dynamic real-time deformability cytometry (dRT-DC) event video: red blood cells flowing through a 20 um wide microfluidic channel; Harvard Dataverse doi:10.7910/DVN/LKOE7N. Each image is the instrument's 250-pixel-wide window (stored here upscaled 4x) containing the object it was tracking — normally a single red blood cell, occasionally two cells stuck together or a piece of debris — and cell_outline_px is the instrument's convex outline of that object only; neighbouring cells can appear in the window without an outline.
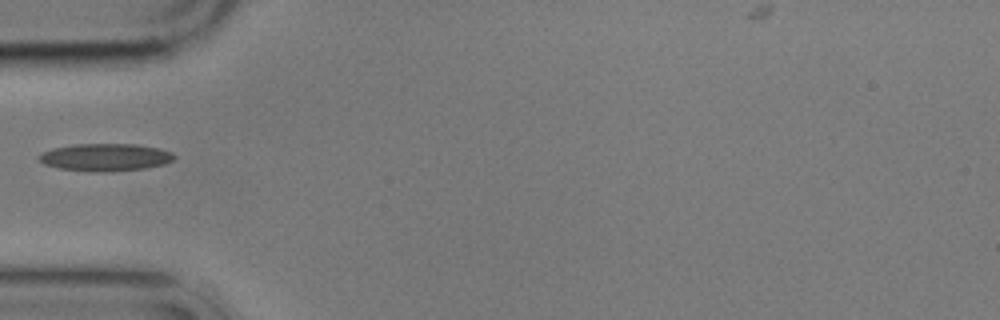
{"species": "common noctule bat (a hibernating species)", "species_latin": "Nyctalus noctula", "temperature_condition": "cold", "stored_images_in_passage": 5, "camera_frame_rate_fps": 3000, "um_per_image_px": 0.085, "animal": {"sex": "male", "body_mass_g": 17.9}, "frame": {"image": 1, "passage_image": 1, "time_ms": 0.0, "image_size_px": [1000, 320], "cell_outline_px": [[176, 156], [172, 160], [164, 164], [144, 168], [112, 172], [88, 172], [60, 168], [44, 164], [36, 156], [52, 148], [72, 144], [136, 144], [156, 148], [172, 152]], "centroid_in_image_um": [8.93, 13.37], "position_along_channel_um": 76.1, "area_um2": 21.73}}
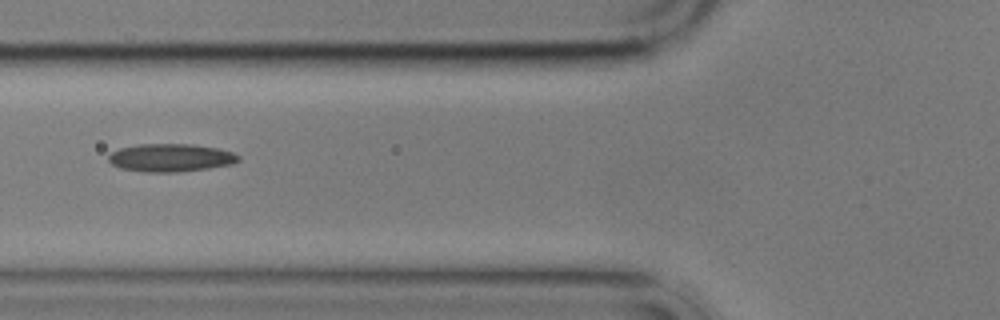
{"frame": {"image": 2, "passage_image": 2, "time_ms": 1.0, "image_size_px": [1000, 320], "cell_outline_px": [[240, 160], [232, 164], [208, 168], [180, 172], [144, 172], [120, 168], [112, 164], [108, 160], [108, 156], [112, 152], [120, 148], [140, 144], [192, 144], [216, 148], [232, 152], [240, 156]], "centroid_in_image_um": [14.5, 13.41], "position_along_channel_um": 111.3, "area_um2": 21.15}}
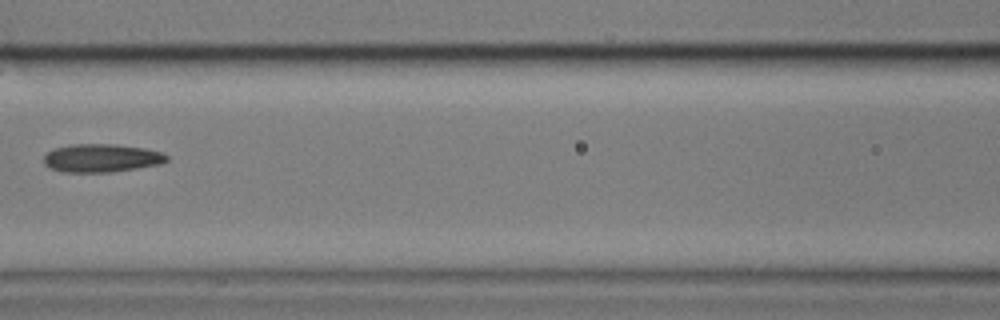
{"frame": {"image": 3, "passage_image": 3, "time_ms": 2.333, "image_size_px": [1000, 320], "cell_outline_px": [[168, 160], [160, 164], [112, 172], [64, 172], [48, 168], [44, 164], [44, 156], [48, 152], [56, 148], [72, 144], [112, 144], [144, 148], [160, 152], [168, 156]], "centroid_in_image_um": [8.6, 13.44], "position_along_channel_um": 158.0, "area_um2": 20.11}}